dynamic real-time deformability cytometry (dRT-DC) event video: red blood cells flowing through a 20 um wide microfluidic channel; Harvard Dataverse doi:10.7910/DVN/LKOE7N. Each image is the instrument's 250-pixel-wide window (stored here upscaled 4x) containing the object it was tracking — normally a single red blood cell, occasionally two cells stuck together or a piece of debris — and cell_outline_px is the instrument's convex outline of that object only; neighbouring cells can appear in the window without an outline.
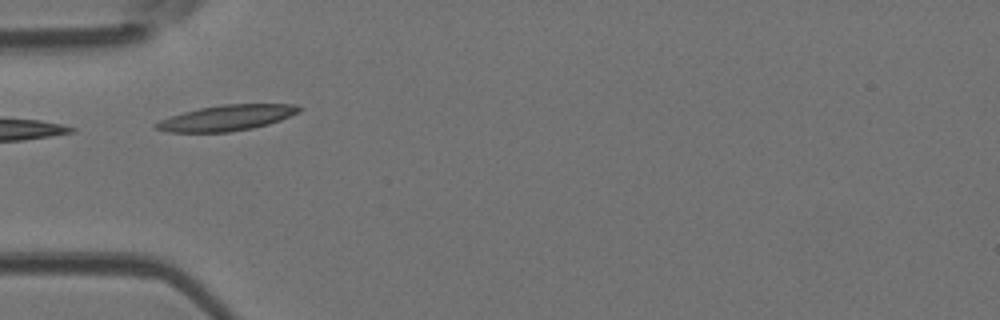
{"species": "Egyptian fruit bat (a non-hibernating species)", "species_latin": "Rousettus aegyptiacus", "temperature_condition": "room temperature", "stored_images_in_passage": 3, "camera_frame_rate_fps": 3000, "um_per_image_px": 0.085, "animal": {"sex": "female"}, "frame": {"image": 1, "passage_image": 3, "time_ms": 0.667, "image_size_px": [1000, 320], "cell_outline_px": [[304, 108], [300, 112], [280, 120], [268, 124], [252, 128], [228, 132], [168, 132], [152, 128], [152, 124], [160, 120], [184, 112], [200, 108], [224, 104], [296, 104]], "centroid_in_image_um": [19.28, 10.02], "position_along_channel_um": 65.7, "area_um2": 21.39}}